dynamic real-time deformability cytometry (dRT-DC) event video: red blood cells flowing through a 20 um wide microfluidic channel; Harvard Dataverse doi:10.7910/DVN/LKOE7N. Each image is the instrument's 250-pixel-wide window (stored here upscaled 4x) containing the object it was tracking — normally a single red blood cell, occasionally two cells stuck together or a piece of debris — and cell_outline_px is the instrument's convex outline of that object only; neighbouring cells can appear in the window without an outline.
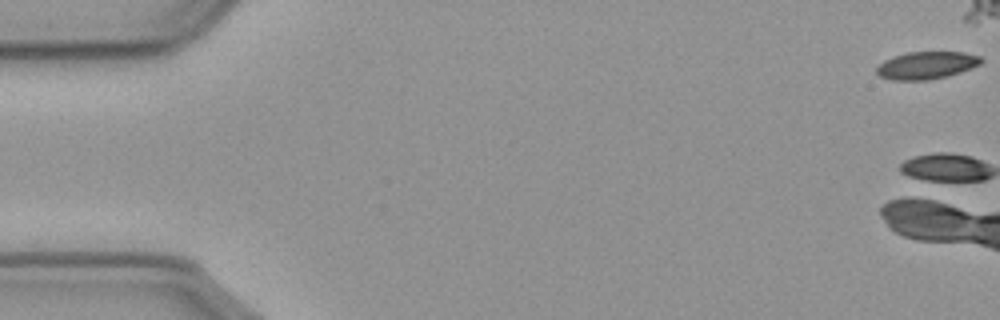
{"species": "common noctule bat (a hibernating species)", "species_latin": "Nyctalus noctula", "temperature_condition": "cold", "stored_images_in_passage": 12, "camera_frame_rate_fps": 3000, "um_per_image_px": 0.085, "animal": {"sex": "male", "body_mass_g": 23.1, "forearm_length_mm": 52.7}, "frame": {"image": 1, "passage_image": 1, "time_ms": 0.0, "image_size_px": [1000, 320], "cell_outline_px": [[984, 60], [980, 64], [960, 72], [948, 76], [928, 80], [892, 80], [880, 76], [876, 72], [876, 68], [884, 60], [892, 56], [908, 52], [964, 52], [980, 56]], "centroid_in_image_um": [78.75, 5.55], "position_along_channel_um": 6.3, "area_um2": 16.76}}